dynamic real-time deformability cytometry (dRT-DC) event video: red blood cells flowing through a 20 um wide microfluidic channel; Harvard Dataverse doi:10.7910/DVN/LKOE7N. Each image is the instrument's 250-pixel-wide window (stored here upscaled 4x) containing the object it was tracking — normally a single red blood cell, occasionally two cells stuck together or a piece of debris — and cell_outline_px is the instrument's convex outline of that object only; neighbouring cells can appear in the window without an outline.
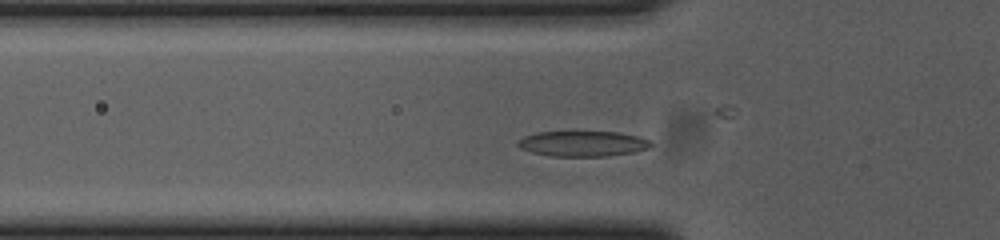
{"species": "common noctule bat (a hibernating species)", "species_latin": "Nyctalus noctula", "temperature_condition": "cold", "stored_images_in_passage": 43, "camera_frame_rate_fps": 3000, "um_per_image_px": 0.085, "animal": {"sex": "female", "body_mass_g": 23.0, "forearm_length_mm": 53.4}, "frame": {"image": 1, "passage_image": 8, "time_ms": 2.333, "image_size_px": [1000, 240], "cell_outline_px": [[656, 144], [648, 148], [632, 152], [608, 156], [552, 156], [532, 152], [520, 148], [516, 144], [524, 136], [536, 132], [616, 132], [636, 136], [648, 140]], "centroid_in_image_um": [49.53, 12.21], "position_along_channel_um": 76.3, "area_um2": 19.54}}
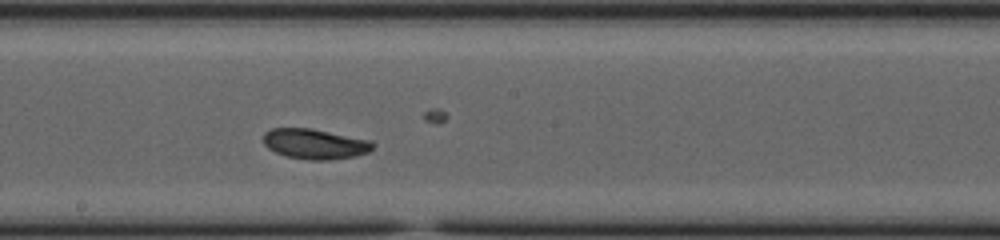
{"frame": {"image": 2, "passage_image": 20, "time_ms": 6.333, "image_size_px": [1000, 240], "cell_outline_px": [[376, 144], [368, 152], [356, 156], [328, 160], [308, 160], [288, 156], [276, 152], [268, 148], [264, 144], [264, 132], [272, 128], [312, 128], [372, 140]], "centroid_in_image_um": [26.8, 12.22], "position_along_channel_um": 221.4, "area_um2": 19.36}}
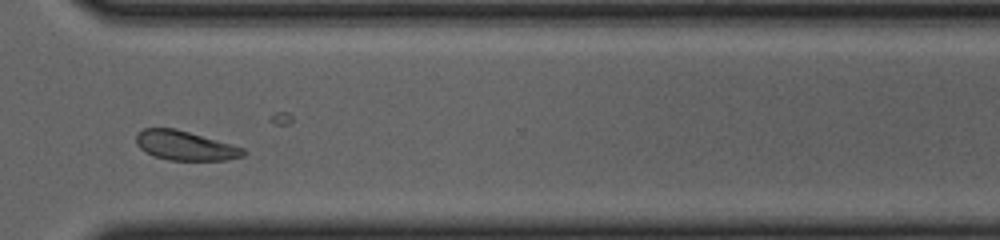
{"frame": {"image": 3, "passage_image": 31, "time_ms": 10.0, "image_size_px": [1000, 240], "cell_outline_px": [[248, 152], [244, 156], [228, 160], [168, 160], [144, 152], [136, 144], [136, 132], [144, 128], [176, 128], [244, 148]], "centroid_in_image_um": [15.73, 12.37], "position_along_channel_um": 354.9, "area_um2": 18.44}, "authors_computed_cell_mechanics": {"area_um2": 19.0162, "velocity_mm_per_s": 3.6263, "shape_relaxation_time_tau1_ms": 2.9535, "shape_relaxation_time_tau2_ms": 1.9484, "deformation_change_tau1": 0.1179, "deformation_change_tau2": 0.0539}}